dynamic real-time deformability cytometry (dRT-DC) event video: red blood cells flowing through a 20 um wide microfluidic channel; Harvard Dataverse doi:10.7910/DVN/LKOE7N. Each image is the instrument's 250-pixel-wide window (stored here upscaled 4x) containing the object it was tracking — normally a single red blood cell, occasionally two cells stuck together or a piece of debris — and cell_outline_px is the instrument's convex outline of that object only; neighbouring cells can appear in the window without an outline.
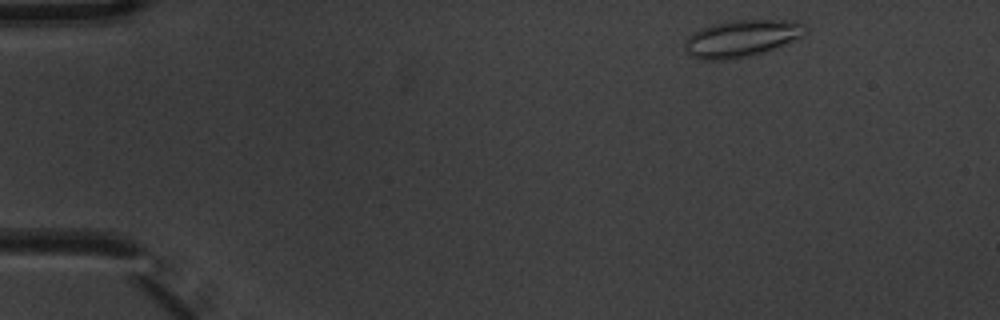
{"species": "common noctule bat (a hibernating species)", "species_latin": "Nyctalus noctula", "temperature_condition": "warm", "stored_images_in_passage": 5, "camera_frame_rate_fps": 3000, "um_per_image_px": 0.085, "animal": {"sex": "male", "body_mass_g": 20.1, "forearm_length_mm": 53.5}, "frame": {"image": 1, "passage_image": 1, "time_ms": 0.0, "image_size_px": [1000, 320], "cell_outline_px": [[808, 32], [804, 36], [764, 52], [748, 56], [724, 60], [700, 60], [692, 56], [684, 48], [684, 40], [692, 32], [700, 28], [712, 24], [728, 20], [796, 20], [804, 24], [808, 28]], "centroid_in_image_um": [63.04, 3.25], "position_along_channel_um": 22.0, "area_um2": 26.3}}
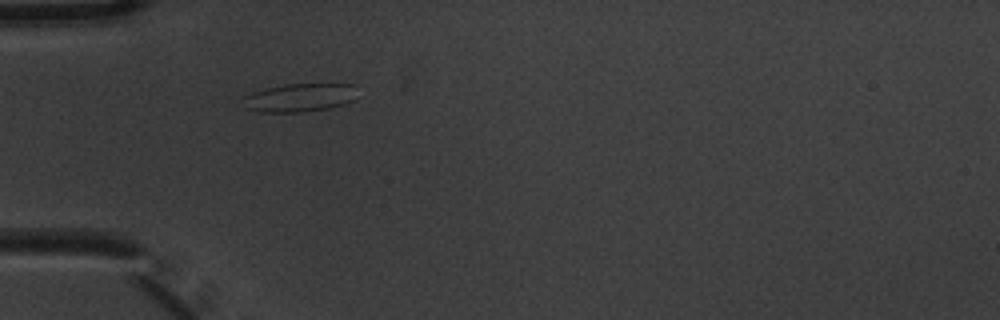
{"frame": {"image": 2, "passage_image": 4, "time_ms": 1.0, "image_size_px": [1000, 320], "cell_outline_px": [[356, 84], [352, 100], [344, 104], [332, 108], [304, 112], [260, 112], [244, 108], [244, 96], [252, 92], [268, 88], [288, 84]], "centroid_in_image_um": [25.45, 8.31], "position_along_channel_um": 59.5, "area_um2": 18.79}}
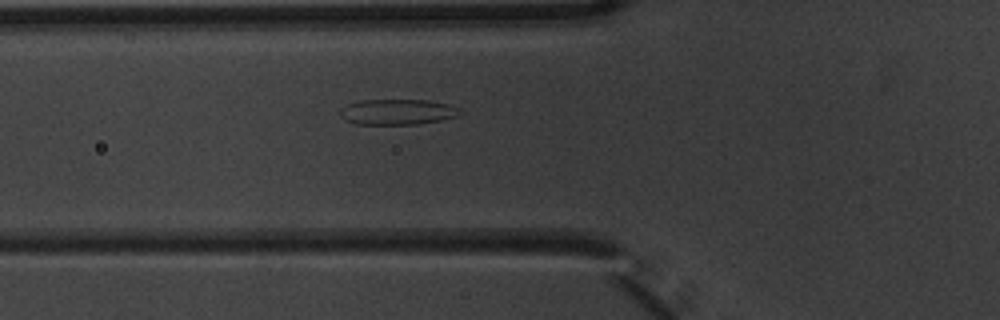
{"frame": {"image": 3, "passage_image": 5, "time_ms": 1.333, "image_size_px": [1000, 320], "cell_outline_px": [[464, 112], [456, 116], [440, 120], [416, 124], [356, 124], [344, 120], [340, 116], [340, 108], [348, 104], [360, 100], [428, 100], [448, 104], [460, 108]], "centroid_in_image_um": [33.77, 9.51], "position_along_channel_um": 92.0, "area_um2": 17.92}}